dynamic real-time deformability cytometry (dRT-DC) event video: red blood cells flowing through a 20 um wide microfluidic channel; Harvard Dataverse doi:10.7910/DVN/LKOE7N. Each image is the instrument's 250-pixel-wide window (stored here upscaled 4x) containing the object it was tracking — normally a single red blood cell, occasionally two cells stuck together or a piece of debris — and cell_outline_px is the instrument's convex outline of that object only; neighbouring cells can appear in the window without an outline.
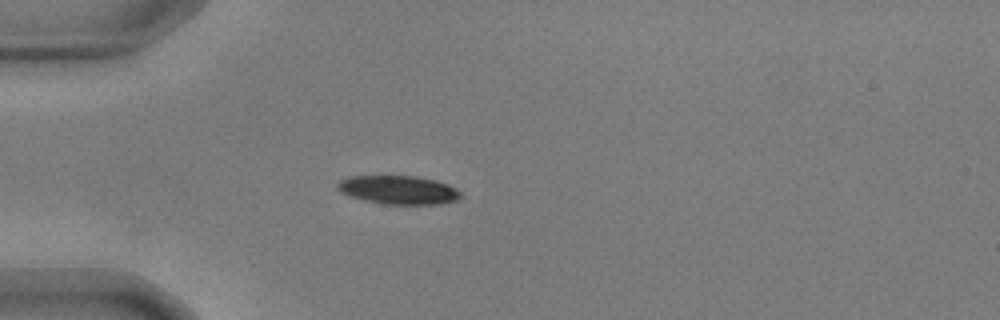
{"species": "common noctule bat (a hibernating species)", "species_latin": "Nyctalus noctula", "temperature_condition": "warm", "stored_images_in_passage": 56, "camera_frame_rate_fps": 3000, "um_per_image_px": 0.085, "animal": {"sex": "male", "body_mass_g": 17.9, "forearm_length_mm": 54.2}, "frame": {"image": 1, "passage_image": 16, "time_ms": 5.0, "image_size_px": [1000, 320], "cell_outline_px": [[460, 200], [440, 204], [384, 204], [364, 200], [340, 192], [336, 188], [336, 184], [340, 180], [348, 176], [416, 176], [436, 180], [448, 184], [456, 188], [460, 192]], "centroid_in_image_um": [33.88, 16.14], "position_along_channel_um": 51.1, "area_um2": 20.63}}
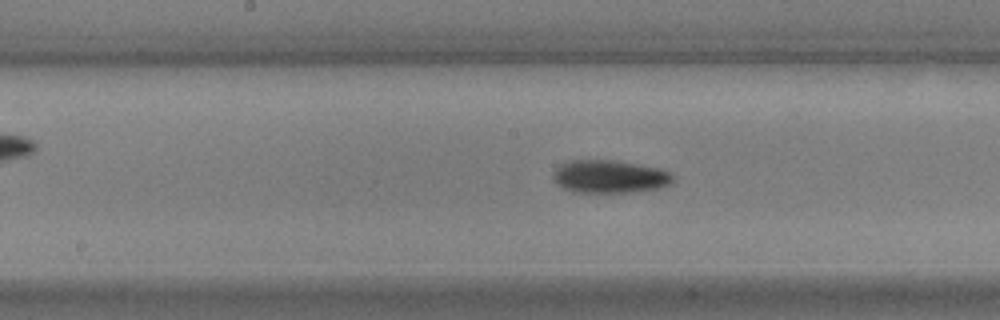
{"frame": {"image": 2, "passage_image": 29, "time_ms": 9.333, "image_size_px": [1000, 320], "cell_outline_px": [[672, 180], [668, 184], [656, 188], [632, 192], [572, 192], [556, 184], [552, 180], [552, 176], [556, 168], [560, 164], [568, 160], [620, 160], [660, 168], [668, 172], [672, 176]], "centroid_in_image_um": [51.75, 14.99], "position_along_channel_um": 196.5, "area_um2": 23.06}}
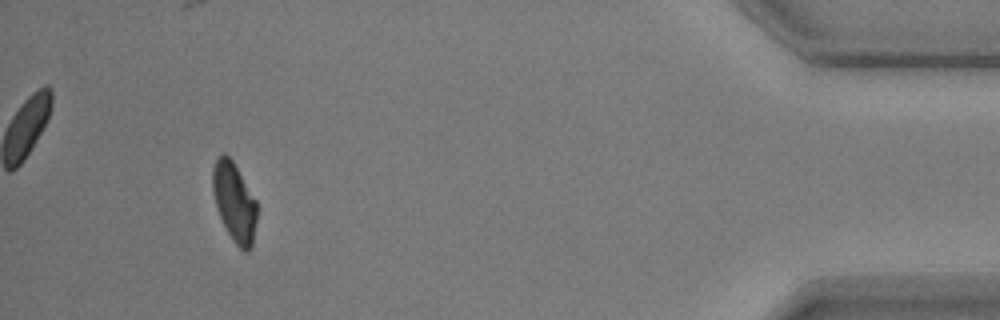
{"frame": {"image": 3, "passage_image": 52, "time_ms": 17.0, "image_size_px": [1000, 320], "cell_outline_px": [[256, 220], [252, 248], [248, 252], [244, 252], [232, 240], [220, 216], [216, 204], [212, 188], [212, 168], [216, 156], [224, 152], [232, 160], [256, 200]], "centroid_in_image_um": [19.91, 17.16], "position_along_channel_um": 415.3, "area_um2": 20.29}, "authors_computed_cell_mechanics": {"area_um2": 21.2126, "velocity_mm_per_s": 3.6442, "shape_relaxation_time_tau1_ms": 2.8942, "shape_relaxation_time_tau2_ms": 8.4643, "deformation_change_tau1": 0.1196, "deformation_change_tau2": 0.1445}}